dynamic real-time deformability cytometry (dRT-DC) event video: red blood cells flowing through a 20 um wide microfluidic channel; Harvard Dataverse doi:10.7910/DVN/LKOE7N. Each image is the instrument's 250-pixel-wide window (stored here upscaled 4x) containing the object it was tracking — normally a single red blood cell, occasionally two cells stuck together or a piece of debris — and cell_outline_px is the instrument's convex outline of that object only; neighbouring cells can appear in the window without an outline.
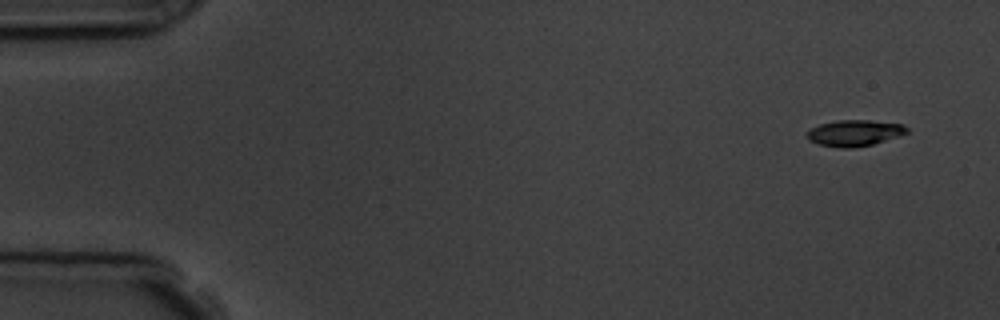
{"species": "common noctule bat (a hibernating species)", "species_latin": "Nyctalus noctula", "temperature_condition": "room temperature", "stored_images_in_passage": 7, "camera_frame_rate_fps": 3000, "um_per_image_px": 0.085, "animal": {"sex": "male", "body_mass_g": 19.5, "forearm_length_mm": 54.6}, "frame": {"image": 1, "passage_image": 1, "time_ms": 0.0, "image_size_px": [1000, 320], "cell_outline_px": [[908, 132], [872, 144], [852, 148], [840, 148], [820, 144], [808, 140], [808, 128], [820, 124], [836, 120], [868, 120], [904, 124], [908, 128]], "centroid_in_image_um": [72.6, 11.29], "position_along_channel_um": 12.4, "area_um2": 15.09}}
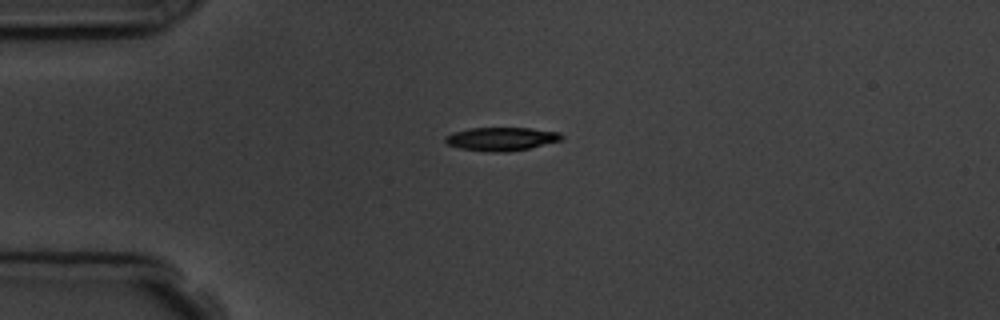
{"frame": {"image": 2, "passage_image": 4, "time_ms": 3.333, "image_size_px": [1000, 320], "cell_outline_px": [[564, 140], [528, 148], [504, 152], [492, 152], [460, 148], [448, 144], [444, 140], [444, 136], [452, 132], [468, 128], [528, 128], [560, 132], [564, 136]], "centroid_in_image_um": [42.62, 11.8], "position_along_channel_um": 42.4, "area_um2": 15.9}}